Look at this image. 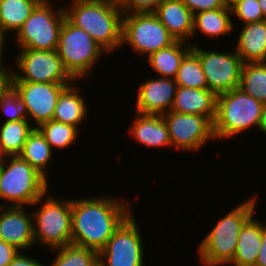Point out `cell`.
Masks as SVG:
<instances>
[{
    "label": "cell",
    "mask_w": 266,
    "mask_h": 266,
    "mask_svg": "<svg viewBox=\"0 0 266 266\" xmlns=\"http://www.w3.org/2000/svg\"><path fill=\"white\" fill-rule=\"evenodd\" d=\"M103 195L72 199V243L100 253L120 224L133 212L131 203Z\"/></svg>",
    "instance_id": "1"
},
{
    "label": "cell",
    "mask_w": 266,
    "mask_h": 266,
    "mask_svg": "<svg viewBox=\"0 0 266 266\" xmlns=\"http://www.w3.org/2000/svg\"><path fill=\"white\" fill-rule=\"evenodd\" d=\"M69 5L64 6L66 18L89 34L108 55L122 48L123 11L118 0H71Z\"/></svg>",
    "instance_id": "2"
},
{
    "label": "cell",
    "mask_w": 266,
    "mask_h": 266,
    "mask_svg": "<svg viewBox=\"0 0 266 266\" xmlns=\"http://www.w3.org/2000/svg\"><path fill=\"white\" fill-rule=\"evenodd\" d=\"M257 197L256 194L247 200H241L242 203L231 208V211L229 210L214 224L196 249L200 259L199 264L202 266H227L233 261L240 230L245 222L256 213Z\"/></svg>",
    "instance_id": "3"
},
{
    "label": "cell",
    "mask_w": 266,
    "mask_h": 266,
    "mask_svg": "<svg viewBox=\"0 0 266 266\" xmlns=\"http://www.w3.org/2000/svg\"><path fill=\"white\" fill-rule=\"evenodd\" d=\"M33 207L35 246L40 243L39 246L44 245V248L52 250L72 243L71 198L57 199L48 192L37 199L30 208Z\"/></svg>",
    "instance_id": "4"
},
{
    "label": "cell",
    "mask_w": 266,
    "mask_h": 266,
    "mask_svg": "<svg viewBox=\"0 0 266 266\" xmlns=\"http://www.w3.org/2000/svg\"><path fill=\"white\" fill-rule=\"evenodd\" d=\"M264 103L242 89L235 88L217 95L213 132L216 141L231 139L249 128H259Z\"/></svg>",
    "instance_id": "5"
},
{
    "label": "cell",
    "mask_w": 266,
    "mask_h": 266,
    "mask_svg": "<svg viewBox=\"0 0 266 266\" xmlns=\"http://www.w3.org/2000/svg\"><path fill=\"white\" fill-rule=\"evenodd\" d=\"M48 187V180L19 156L2 157L0 201L7 203L0 202V206H31L49 191Z\"/></svg>",
    "instance_id": "6"
},
{
    "label": "cell",
    "mask_w": 266,
    "mask_h": 266,
    "mask_svg": "<svg viewBox=\"0 0 266 266\" xmlns=\"http://www.w3.org/2000/svg\"><path fill=\"white\" fill-rule=\"evenodd\" d=\"M64 68L77 81L90 79L99 59L108 53L84 30L65 18L56 49ZM91 73V74H90Z\"/></svg>",
    "instance_id": "7"
},
{
    "label": "cell",
    "mask_w": 266,
    "mask_h": 266,
    "mask_svg": "<svg viewBox=\"0 0 266 266\" xmlns=\"http://www.w3.org/2000/svg\"><path fill=\"white\" fill-rule=\"evenodd\" d=\"M42 0L13 38L20 48L52 51L57 49L59 33L66 18L64 6Z\"/></svg>",
    "instance_id": "8"
},
{
    "label": "cell",
    "mask_w": 266,
    "mask_h": 266,
    "mask_svg": "<svg viewBox=\"0 0 266 266\" xmlns=\"http://www.w3.org/2000/svg\"><path fill=\"white\" fill-rule=\"evenodd\" d=\"M176 39L153 12L123 13L122 47L143 57L172 45Z\"/></svg>",
    "instance_id": "9"
},
{
    "label": "cell",
    "mask_w": 266,
    "mask_h": 266,
    "mask_svg": "<svg viewBox=\"0 0 266 266\" xmlns=\"http://www.w3.org/2000/svg\"><path fill=\"white\" fill-rule=\"evenodd\" d=\"M11 68V81L73 83L76 80L64 68L56 50L21 48Z\"/></svg>",
    "instance_id": "10"
},
{
    "label": "cell",
    "mask_w": 266,
    "mask_h": 266,
    "mask_svg": "<svg viewBox=\"0 0 266 266\" xmlns=\"http://www.w3.org/2000/svg\"><path fill=\"white\" fill-rule=\"evenodd\" d=\"M196 44H193L192 50L199 57L208 89L217 96L238 88L243 62L235 49L231 52H220L217 49L206 50Z\"/></svg>",
    "instance_id": "11"
},
{
    "label": "cell",
    "mask_w": 266,
    "mask_h": 266,
    "mask_svg": "<svg viewBox=\"0 0 266 266\" xmlns=\"http://www.w3.org/2000/svg\"><path fill=\"white\" fill-rule=\"evenodd\" d=\"M132 212L114 231L99 259L105 266H145L143 236Z\"/></svg>",
    "instance_id": "12"
},
{
    "label": "cell",
    "mask_w": 266,
    "mask_h": 266,
    "mask_svg": "<svg viewBox=\"0 0 266 266\" xmlns=\"http://www.w3.org/2000/svg\"><path fill=\"white\" fill-rule=\"evenodd\" d=\"M175 150L198 152L209 140L215 141L213 122L206 116L168 111L162 115ZM200 149V150H199ZM198 150V151H197Z\"/></svg>",
    "instance_id": "13"
},
{
    "label": "cell",
    "mask_w": 266,
    "mask_h": 266,
    "mask_svg": "<svg viewBox=\"0 0 266 266\" xmlns=\"http://www.w3.org/2000/svg\"><path fill=\"white\" fill-rule=\"evenodd\" d=\"M70 84L11 81V87L24 101L28 120L35 128L53 119L58 98Z\"/></svg>",
    "instance_id": "14"
},
{
    "label": "cell",
    "mask_w": 266,
    "mask_h": 266,
    "mask_svg": "<svg viewBox=\"0 0 266 266\" xmlns=\"http://www.w3.org/2000/svg\"><path fill=\"white\" fill-rule=\"evenodd\" d=\"M177 87L173 78L148 77L137 88L135 111L140 114H165L171 110Z\"/></svg>",
    "instance_id": "15"
},
{
    "label": "cell",
    "mask_w": 266,
    "mask_h": 266,
    "mask_svg": "<svg viewBox=\"0 0 266 266\" xmlns=\"http://www.w3.org/2000/svg\"><path fill=\"white\" fill-rule=\"evenodd\" d=\"M26 208L0 206V239L20 251L35 247L33 215Z\"/></svg>",
    "instance_id": "16"
},
{
    "label": "cell",
    "mask_w": 266,
    "mask_h": 266,
    "mask_svg": "<svg viewBox=\"0 0 266 266\" xmlns=\"http://www.w3.org/2000/svg\"><path fill=\"white\" fill-rule=\"evenodd\" d=\"M134 121L128 128L130 137L146 148H172L167 125L162 115L135 112Z\"/></svg>",
    "instance_id": "17"
},
{
    "label": "cell",
    "mask_w": 266,
    "mask_h": 266,
    "mask_svg": "<svg viewBox=\"0 0 266 266\" xmlns=\"http://www.w3.org/2000/svg\"><path fill=\"white\" fill-rule=\"evenodd\" d=\"M153 13L176 40L193 46L194 15L181 0H163Z\"/></svg>",
    "instance_id": "18"
},
{
    "label": "cell",
    "mask_w": 266,
    "mask_h": 266,
    "mask_svg": "<svg viewBox=\"0 0 266 266\" xmlns=\"http://www.w3.org/2000/svg\"><path fill=\"white\" fill-rule=\"evenodd\" d=\"M216 97L209 89L178 86L171 111L206 116L214 122L216 117Z\"/></svg>",
    "instance_id": "19"
},
{
    "label": "cell",
    "mask_w": 266,
    "mask_h": 266,
    "mask_svg": "<svg viewBox=\"0 0 266 266\" xmlns=\"http://www.w3.org/2000/svg\"><path fill=\"white\" fill-rule=\"evenodd\" d=\"M235 51L243 63L266 62V20L242 26Z\"/></svg>",
    "instance_id": "20"
},
{
    "label": "cell",
    "mask_w": 266,
    "mask_h": 266,
    "mask_svg": "<svg viewBox=\"0 0 266 266\" xmlns=\"http://www.w3.org/2000/svg\"><path fill=\"white\" fill-rule=\"evenodd\" d=\"M74 84H78L77 80L61 92L54 109L53 119L79 129V125L85 122L89 112L80 87Z\"/></svg>",
    "instance_id": "21"
},
{
    "label": "cell",
    "mask_w": 266,
    "mask_h": 266,
    "mask_svg": "<svg viewBox=\"0 0 266 266\" xmlns=\"http://www.w3.org/2000/svg\"><path fill=\"white\" fill-rule=\"evenodd\" d=\"M231 16L233 15L229 7L201 11L194 14L191 41L199 32L204 37L210 38V40H216V38H222V36L230 35L233 31L235 32L236 26Z\"/></svg>",
    "instance_id": "22"
},
{
    "label": "cell",
    "mask_w": 266,
    "mask_h": 266,
    "mask_svg": "<svg viewBox=\"0 0 266 266\" xmlns=\"http://www.w3.org/2000/svg\"><path fill=\"white\" fill-rule=\"evenodd\" d=\"M253 214L238 235L235 257L229 266H254L261 248V221Z\"/></svg>",
    "instance_id": "23"
},
{
    "label": "cell",
    "mask_w": 266,
    "mask_h": 266,
    "mask_svg": "<svg viewBox=\"0 0 266 266\" xmlns=\"http://www.w3.org/2000/svg\"><path fill=\"white\" fill-rule=\"evenodd\" d=\"M191 49L190 43L176 40L172 45L150 54L147 62L157 76L175 79L184 56Z\"/></svg>",
    "instance_id": "24"
},
{
    "label": "cell",
    "mask_w": 266,
    "mask_h": 266,
    "mask_svg": "<svg viewBox=\"0 0 266 266\" xmlns=\"http://www.w3.org/2000/svg\"><path fill=\"white\" fill-rule=\"evenodd\" d=\"M42 0H0V31L16 33Z\"/></svg>",
    "instance_id": "25"
},
{
    "label": "cell",
    "mask_w": 266,
    "mask_h": 266,
    "mask_svg": "<svg viewBox=\"0 0 266 266\" xmlns=\"http://www.w3.org/2000/svg\"><path fill=\"white\" fill-rule=\"evenodd\" d=\"M53 150L41 132L34 128L29 134L26 142L18 155L28 162L34 169L41 173L47 180L49 179L48 164L52 160Z\"/></svg>",
    "instance_id": "26"
},
{
    "label": "cell",
    "mask_w": 266,
    "mask_h": 266,
    "mask_svg": "<svg viewBox=\"0 0 266 266\" xmlns=\"http://www.w3.org/2000/svg\"><path fill=\"white\" fill-rule=\"evenodd\" d=\"M34 128V125L26 119L3 122L0 125V155L18 156Z\"/></svg>",
    "instance_id": "27"
},
{
    "label": "cell",
    "mask_w": 266,
    "mask_h": 266,
    "mask_svg": "<svg viewBox=\"0 0 266 266\" xmlns=\"http://www.w3.org/2000/svg\"><path fill=\"white\" fill-rule=\"evenodd\" d=\"M239 88L266 104V62L243 63Z\"/></svg>",
    "instance_id": "28"
},
{
    "label": "cell",
    "mask_w": 266,
    "mask_h": 266,
    "mask_svg": "<svg viewBox=\"0 0 266 266\" xmlns=\"http://www.w3.org/2000/svg\"><path fill=\"white\" fill-rule=\"evenodd\" d=\"M51 146L52 150H65L75 144L78 139L79 129L54 119L44 122L37 127Z\"/></svg>",
    "instance_id": "29"
},
{
    "label": "cell",
    "mask_w": 266,
    "mask_h": 266,
    "mask_svg": "<svg viewBox=\"0 0 266 266\" xmlns=\"http://www.w3.org/2000/svg\"><path fill=\"white\" fill-rule=\"evenodd\" d=\"M175 81L181 87L208 89V83L199 57L192 49L184 56Z\"/></svg>",
    "instance_id": "30"
},
{
    "label": "cell",
    "mask_w": 266,
    "mask_h": 266,
    "mask_svg": "<svg viewBox=\"0 0 266 266\" xmlns=\"http://www.w3.org/2000/svg\"><path fill=\"white\" fill-rule=\"evenodd\" d=\"M52 251L56 255L48 266H92L99 258V253L95 250L73 243L50 250Z\"/></svg>",
    "instance_id": "31"
},
{
    "label": "cell",
    "mask_w": 266,
    "mask_h": 266,
    "mask_svg": "<svg viewBox=\"0 0 266 266\" xmlns=\"http://www.w3.org/2000/svg\"><path fill=\"white\" fill-rule=\"evenodd\" d=\"M0 109L6 117L2 122L28 120L25 103L11 86L0 98Z\"/></svg>",
    "instance_id": "32"
},
{
    "label": "cell",
    "mask_w": 266,
    "mask_h": 266,
    "mask_svg": "<svg viewBox=\"0 0 266 266\" xmlns=\"http://www.w3.org/2000/svg\"><path fill=\"white\" fill-rule=\"evenodd\" d=\"M231 11L234 17L242 21V25L265 20L258 0H242L236 3Z\"/></svg>",
    "instance_id": "33"
},
{
    "label": "cell",
    "mask_w": 266,
    "mask_h": 266,
    "mask_svg": "<svg viewBox=\"0 0 266 266\" xmlns=\"http://www.w3.org/2000/svg\"><path fill=\"white\" fill-rule=\"evenodd\" d=\"M163 0H118L123 13L153 12Z\"/></svg>",
    "instance_id": "34"
},
{
    "label": "cell",
    "mask_w": 266,
    "mask_h": 266,
    "mask_svg": "<svg viewBox=\"0 0 266 266\" xmlns=\"http://www.w3.org/2000/svg\"><path fill=\"white\" fill-rule=\"evenodd\" d=\"M194 14L201 11L227 7L224 0H181Z\"/></svg>",
    "instance_id": "35"
},
{
    "label": "cell",
    "mask_w": 266,
    "mask_h": 266,
    "mask_svg": "<svg viewBox=\"0 0 266 266\" xmlns=\"http://www.w3.org/2000/svg\"><path fill=\"white\" fill-rule=\"evenodd\" d=\"M19 251L13 245L0 239V266H8Z\"/></svg>",
    "instance_id": "36"
},
{
    "label": "cell",
    "mask_w": 266,
    "mask_h": 266,
    "mask_svg": "<svg viewBox=\"0 0 266 266\" xmlns=\"http://www.w3.org/2000/svg\"><path fill=\"white\" fill-rule=\"evenodd\" d=\"M8 266H46V264L27 255L26 251H19Z\"/></svg>",
    "instance_id": "37"
},
{
    "label": "cell",
    "mask_w": 266,
    "mask_h": 266,
    "mask_svg": "<svg viewBox=\"0 0 266 266\" xmlns=\"http://www.w3.org/2000/svg\"><path fill=\"white\" fill-rule=\"evenodd\" d=\"M254 266H266V223L261 221V248Z\"/></svg>",
    "instance_id": "38"
},
{
    "label": "cell",
    "mask_w": 266,
    "mask_h": 266,
    "mask_svg": "<svg viewBox=\"0 0 266 266\" xmlns=\"http://www.w3.org/2000/svg\"><path fill=\"white\" fill-rule=\"evenodd\" d=\"M11 86V69L0 70V98Z\"/></svg>",
    "instance_id": "39"
},
{
    "label": "cell",
    "mask_w": 266,
    "mask_h": 266,
    "mask_svg": "<svg viewBox=\"0 0 266 266\" xmlns=\"http://www.w3.org/2000/svg\"><path fill=\"white\" fill-rule=\"evenodd\" d=\"M6 37L1 31H0V70L1 69H11L10 66H6L5 64H3L4 61V49H5V42H6Z\"/></svg>",
    "instance_id": "40"
},
{
    "label": "cell",
    "mask_w": 266,
    "mask_h": 266,
    "mask_svg": "<svg viewBox=\"0 0 266 266\" xmlns=\"http://www.w3.org/2000/svg\"><path fill=\"white\" fill-rule=\"evenodd\" d=\"M258 129L260 130V132L266 134V104H264V107H263L261 122H260Z\"/></svg>",
    "instance_id": "41"
},
{
    "label": "cell",
    "mask_w": 266,
    "mask_h": 266,
    "mask_svg": "<svg viewBox=\"0 0 266 266\" xmlns=\"http://www.w3.org/2000/svg\"><path fill=\"white\" fill-rule=\"evenodd\" d=\"M259 6L262 9L264 19L266 20V0H258Z\"/></svg>",
    "instance_id": "42"
},
{
    "label": "cell",
    "mask_w": 266,
    "mask_h": 266,
    "mask_svg": "<svg viewBox=\"0 0 266 266\" xmlns=\"http://www.w3.org/2000/svg\"><path fill=\"white\" fill-rule=\"evenodd\" d=\"M224 1H225L226 6L231 9L236 3L242 0H224Z\"/></svg>",
    "instance_id": "43"
},
{
    "label": "cell",
    "mask_w": 266,
    "mask_h": 266,
    "mask_svg": "<svg viewBox=\"0 0 266 266\" xmlns=\"http://www.w3.org/2000/svg\"><path fill=\"white\" fill-rule=\"evenodd\" d=\"M92 266H105V264L98 258Z\"/></svg>",
    "instance_id": "44"
}]
</instances>
